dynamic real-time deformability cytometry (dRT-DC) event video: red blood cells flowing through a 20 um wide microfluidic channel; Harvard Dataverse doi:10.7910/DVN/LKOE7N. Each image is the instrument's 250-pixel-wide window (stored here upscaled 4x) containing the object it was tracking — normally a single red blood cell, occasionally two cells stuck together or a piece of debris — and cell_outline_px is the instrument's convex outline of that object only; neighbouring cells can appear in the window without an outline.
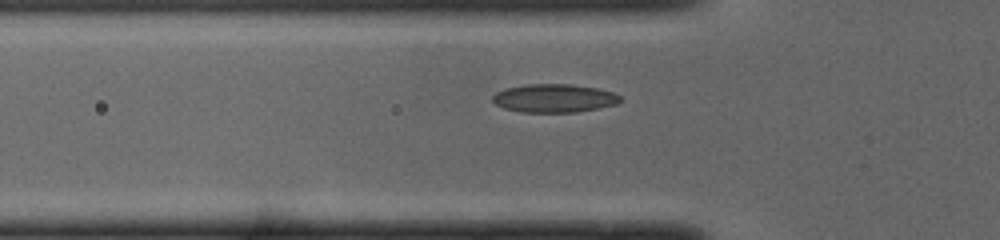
{"species": "common noctule bat (a hibernating species)", "species_latin": "Nyctalus noctula", "temperature_condition": "cold", "stored_images_in_passage": 34, "camera_frame_rate_fps": 3000, "um_per_image_px": 0.085, "animal": {"sex": "male", "body_mass_g": 19.0, "forearm_length_mm": 50.8}, "frame": {"image": 1, "passage_image": 4, "time_ms": 1.0, "image_size_px": [1000, 240], "cell_outline_px": [[624, 100], [616, 104], [576, 112], [520, 112], [504, 108], [496, 104], [492, 100], [492, 96], [496, 92], [504, 88], [528, 84], [572, 84], [596, 88], [612, 92], [620, 96]], "centroid_in_image_um": [47.09, 8.34], "position_along_channel_um": 78.7, "area_um2": 21.1}}
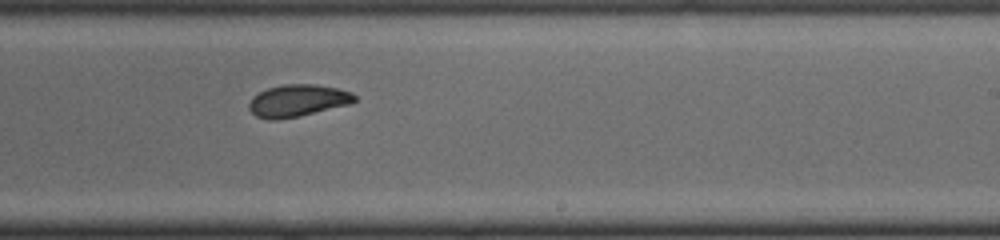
{"frame": {"image": 2, "passage_image": 18, "time_ms": 5.667, "image_size_px": [1000, 240], "cell_outline_px": [[356, 100], [352, 104], [300, 116], [276, 120], [268, 120], [256, 116], [248, 108], [248, 104], [252, 96], [268, 88], [284, 84], [316, 84], [336, 88], [352, 92], [356, 96]], "centroid_in_image_um": [25.31, 8.56], "position_along_channel_um": 263.7, "area_um2": 19.94}}
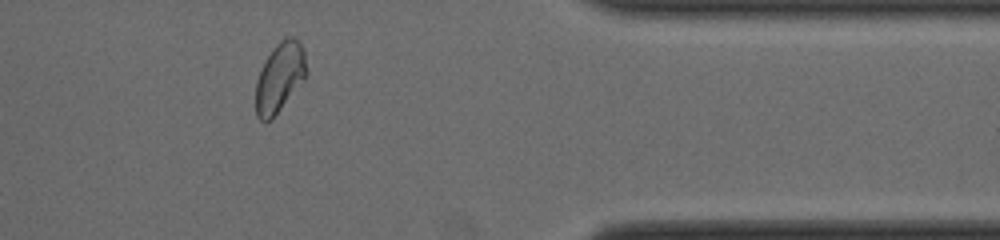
{"frame": {"image": 3, "passage_image": 29, "time_ms": 9.333, "image_size_px": [1000, 240], "cell_outline_px": [[308, 72], [272, 120], [260, 120], [256, 116], [256, 80], [272, 48], [284, 36], [296, 36], [300, 40], [304, 48]], "centroid_in_image_um": [23.8, 6.51], "position_along_channel_um": 387.6, "area_um2": 20.52}, "authors_computed_cell_mechanics": {"area_um2": 20.2878, "velocity_mm_per_s": 3.9746, "shape_relaxation_time_tau1_ms": 7.5839, "shape_relaxation_time_tau2_ms": 3.4809, "deformation_change_tau1": 0.1758, "deformation_change_tau2": 0.0674}}